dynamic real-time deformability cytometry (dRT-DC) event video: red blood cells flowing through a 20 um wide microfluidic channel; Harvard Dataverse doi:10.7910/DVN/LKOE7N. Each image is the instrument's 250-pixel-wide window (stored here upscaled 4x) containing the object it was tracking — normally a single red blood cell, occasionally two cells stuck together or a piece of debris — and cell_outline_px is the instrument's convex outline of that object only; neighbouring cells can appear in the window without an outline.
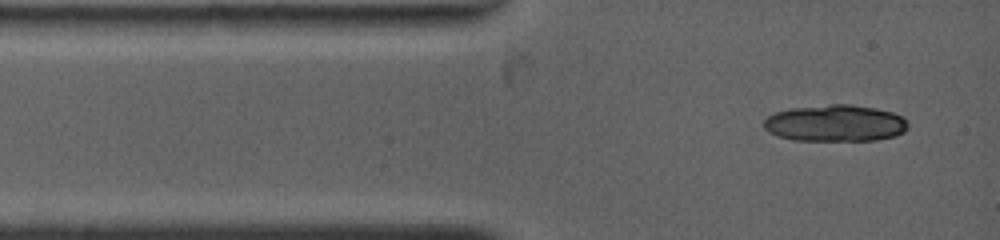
{"species": "common noctule bat (a hibernating species)", "species_latin": "Nyctalus noctula", "temperature_condition": "warm", "stored_images_in_passage": 1, "camera_frame_rate_fps": 4500, "um_per_image_px": 0.085, "animal": {"sex": "female", "body_mass_g": 19.0, "forearm_length_mm": 53.3}, "frame": {"image": 1, "passage_image": 1, "time_ms": 0.0, "image_size_px": [1000, 240], "cell_outline_px": [[908, 128], [904, 132], [896, 136], [876, 140], [792, 140], [768, 132], [764, 128], [764, 120], [768, 116], [776, 112], [792, 108], [832, 104], [848, 104], [872, 108], [892, 112], [904, 116], [908, 124]], "centroid_in_image_um": [71.02, 10.48], "position_along_channel_um": 14.0, "area_um2": 30.75}}